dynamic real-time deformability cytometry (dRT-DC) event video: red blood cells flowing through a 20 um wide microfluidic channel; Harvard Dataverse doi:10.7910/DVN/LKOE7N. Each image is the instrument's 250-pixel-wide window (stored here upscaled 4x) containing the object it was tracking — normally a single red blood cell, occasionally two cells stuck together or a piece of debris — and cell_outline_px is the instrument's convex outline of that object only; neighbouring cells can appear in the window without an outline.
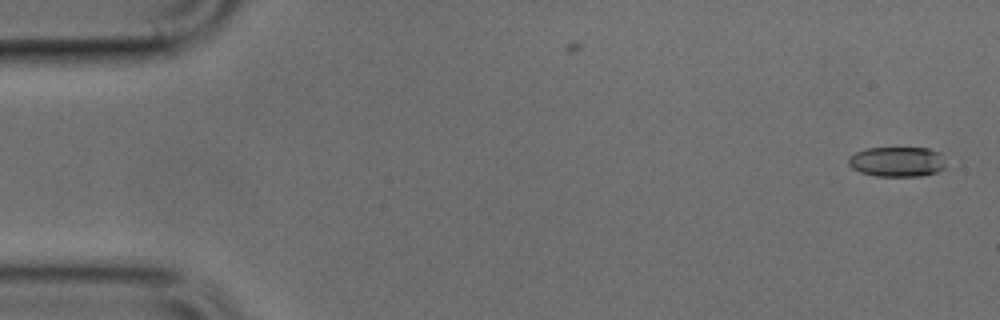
{"species": "common noctule bat (a hibernating species)", "species_latin": "Nyctalus noctula", "temperature_condition": "cold", "stored_images_in_passage": 49, "camera_frame_rate_fps": 3000, "um_per_image_px": 0.085, "animal": {"sex": "male", "body_mass_g": 17.9, "forearm_length_mm": 54.2}, "frame": {"image": 1, "passage_image": 1, "time_ms": 0.0, "image_size_px": [1000, 320], "cell_outline_px": [[944, 168], [936, 172], [920, 176], [876, 176], [860, 172], [852, 168], [848, 164], [848, 156], [856, 152], [868, 148], [928, 148], [936, 152], [944, 164]], "centroid_in_image_um": [76.17, 13.75], "position_along_channel_um": 8.8, "area_um2": 16.76}}
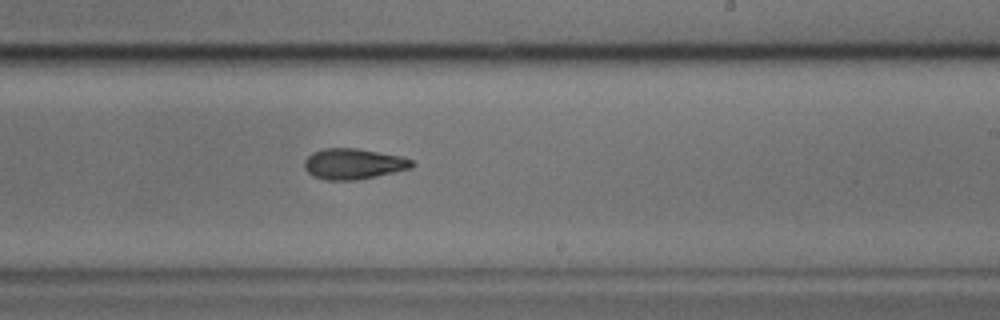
{"frame": {"image": 2, "passage_image": 29, "time_ms": 9.333, "image_size_px": [1000, 320], "cell_outline_px": [[416, 164], [412, 168], [376, 176], [356, 180], [328, 180], [312, 176], [304, 168], [304, 160], [312, 152], [324, 148], [356, 148], [400, 156], [412, 160]], "centroid_in_image_um": [30.03, 13.93], "position_along_channel_um": 259.0, "area_um2": 19.25}}
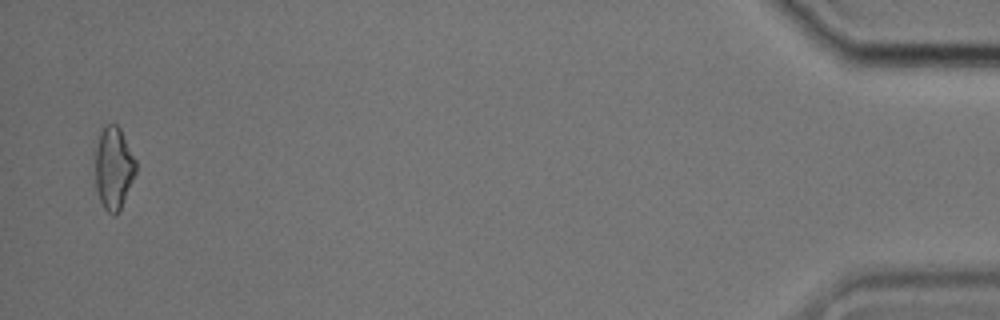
{"frame": {"image": 3, "passage_image": 48, "time_ms": 15.667, "image_size_px": [1000, 320], "cell_outline_px": [[136, 172], [120, 208], [116, 216], [112, 216], [104, 208], [100, 200], [96, 188], [92, 156], [100, 128], [108, 124], [116, 124], [120, 128], [136, 160]], "centroid_in_image_um": [9.59, 14.24], "position_along_channel_um": 425.6, "area_um2": 20.11}}